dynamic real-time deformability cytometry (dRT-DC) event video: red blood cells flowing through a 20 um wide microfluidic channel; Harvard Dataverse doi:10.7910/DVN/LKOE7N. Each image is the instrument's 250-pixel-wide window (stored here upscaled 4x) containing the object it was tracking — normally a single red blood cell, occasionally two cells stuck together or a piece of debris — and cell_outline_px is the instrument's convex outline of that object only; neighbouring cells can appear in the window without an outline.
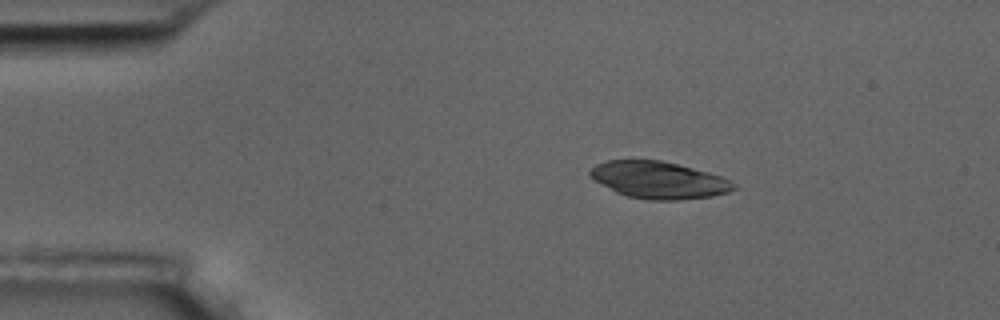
{"species": "common noctule bat (a hibernating species)", "species_latin": "Nyctalus noctula", "temperature_condition": "room temperature", "stored_images_in_passage": 4, "camera_frame_rate_fps": 3000, "um_per_image_px": 0.085, "animal": {"sex": "male", "body_mass_g": 17.5, "forearm_length_mm": 52.3}, "frame": {"image": 1, "passage_image": 2, "time_ms": 1.333, "image_size_px": [1000, 320], "cell_outline_px": [[736, 188], [728, 192], [712, 196], [680, 200], [648, 200], [628, 196], [616, 192], [588, 176], [588, 172], [596, 164], [604, 160], [660, 160], [708, 172], [720, 176], [736, 184]], "centroid_in_image_um": [55.97, 15.3], "position_along_channel_um": 29.0, "area_um2": 30.81}}